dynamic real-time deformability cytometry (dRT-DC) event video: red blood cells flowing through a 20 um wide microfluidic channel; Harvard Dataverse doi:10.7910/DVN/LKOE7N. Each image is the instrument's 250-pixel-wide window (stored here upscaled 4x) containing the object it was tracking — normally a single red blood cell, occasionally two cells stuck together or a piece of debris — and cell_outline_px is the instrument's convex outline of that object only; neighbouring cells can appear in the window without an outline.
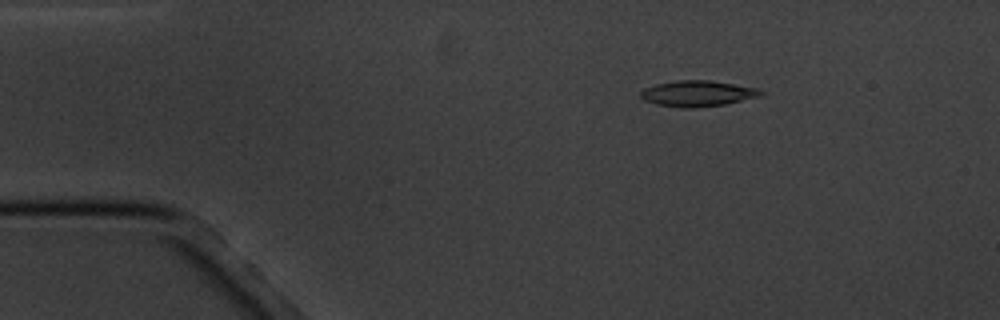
{"species": "common noctule bat (a hibernating species)", "species_latin": "Nyctalus noctula", "temperature_condition": "cold", "stored_images_in_passage": 6, "camera_frame_rate_fps": 3000, "um_per_image_px": 0.085, "animal": {"sex": "male", "body_mass_g": 20.1, "forearm_length_mm": 53.5}, "frame": {"image": 1, "passage_image": 3, "time_ms": 2.0, "image_size_px": [1000, 320], "cell_outline_px": [[764, 96], [724, 104], [692, 108], [680, 108], [656, 104], [644, 100], [640, 96], [640, 92], [644, 88], [656, 84], [676, 80], [708, 80], [756, 88], [764, 92]], "centroid_in_image_um": [59.28, 7.95], "position_along_channel_um": 25.7, "area_um2": 18.09}}
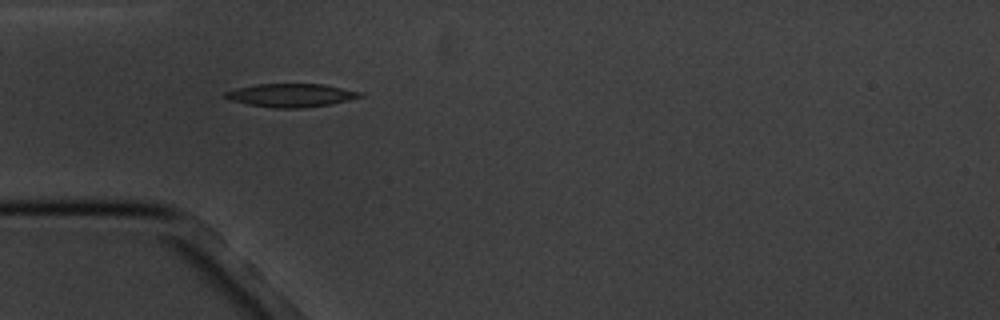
{"frame": {"image": 2, "passage_image": 5, "time_ms": 4.667, "image_size_px": [1000, 320], "cell_outline_px": [[364, 96], [332, 104], [304, 108], [276, 108], [248, 104], [228, 100], [224, 96], [224, 92], [236, 88], [256, 84], [324, 84], [364, 92]], "centroid_in_image_um": [24.76, 8.1], "position_along_channel_um": 60.2, "area_um2": 18.5}}
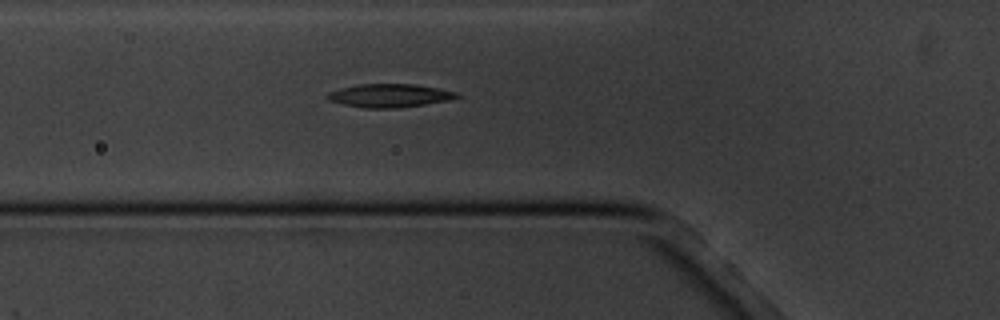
{"frame": {"image": 3, "passage_image": 6, "time_ms": 5.667, "image_size_px": [1000, 320], "cell_outline_px": [[460, 96], [452, 100], [400, 108], [364, 108], [344, 104], [328, 100], [324, 96], [328, 92], [340, 88], [356, 84], [412, 84], [460, 92]], "centroid_in_image_um": [33.12, 8.13], "position_along_channel_um": 92.7, "area_um2": 17.8}}